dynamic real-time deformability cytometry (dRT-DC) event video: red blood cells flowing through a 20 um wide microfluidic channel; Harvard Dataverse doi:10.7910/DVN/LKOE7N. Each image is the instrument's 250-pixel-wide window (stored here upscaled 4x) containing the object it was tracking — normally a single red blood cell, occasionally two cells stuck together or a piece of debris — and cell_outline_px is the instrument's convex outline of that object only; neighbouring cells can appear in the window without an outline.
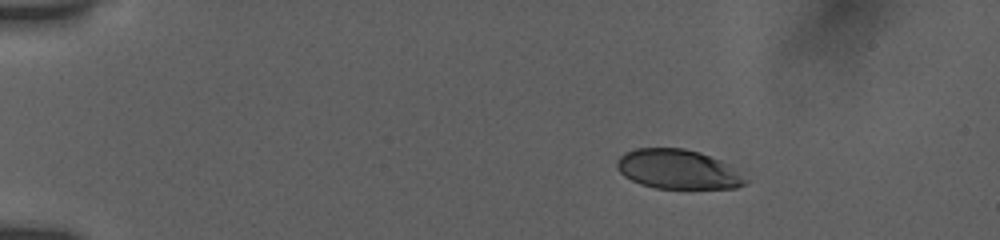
{"species": "human", "species_latin": "Homo sapiens", "temperature_condition": "room temperature", "stored_images_in_passage": 11, "camera_frame_rate_fps": 3000, "um_per_image_px": 0.085, "donor": {"sex": "female"}, "frame": {"image": 1, "passage_image": 1, "time_ms": 0.0, "image_size_px": [1000, 240], "cell_outline_px": [[748, 180], [744, 184], [736, 188], [656, 188], [640, 184], [624, 176], [616, 168], [616, 164], [620, 156], [624, 152], [636, 148], [684, 148], [700, 152], [720, 160]], "centroid_in_image_um": [57.56, 14.38], "position_along_channel_um": 27.4, "area_um2": 29.25}}
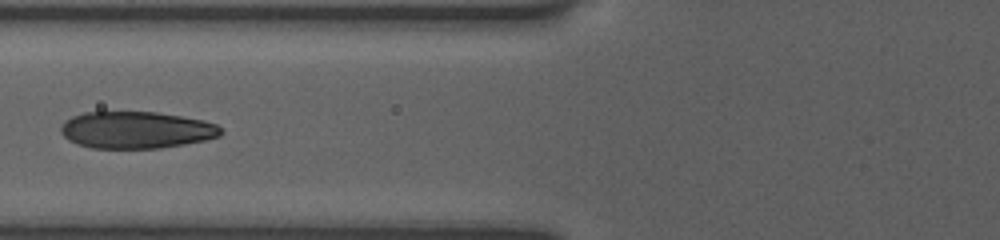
{"frame": {"image": 2, "passage_image": 7, "time_ms": 4.667, "image_size_px": [1000, 240], "cell_outline_px": [[224, 132], [220, 136], [204, 140], [184, 144], [160, 148], [92, 148], [76, 144], [68, 140], [60, 132], [60, 128], [64, 120], [72, 116], [84, 112], [156, 112], [204, 120], [216, 124]], "centroid_in_image_um": [11.56, 11.05], "position_along_channel_um": 114.2, "area_um2": 34.56}}
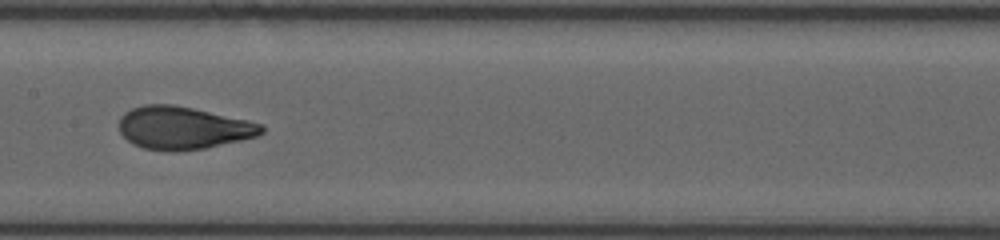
{"frame": {"image": 3, "passage_image": 10, "time_ms": 6.667, "image_size_px": [1000, 240], "cell_outline_px": [[264, 132], [256, 136], [240, 140], [204, 148], [176, 152], [172, 152], [144, 148], [128, 140], [120, 132], [120, 116], [124, 112], [132, 108], [144, 104], [172, 104], [192, 108], [248, 120], [260, 124], [264, 128]], "centroid_in_image_um": [15.54, 10.87], "position_along_channel_um": 191.9, "area_um2": 35.2}}